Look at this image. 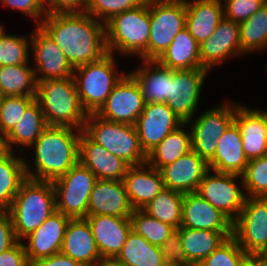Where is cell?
Returning a JSON list of instances; mask_svg holds the SVG:
<instances>
[{
    "label": "cell",
    "mask_w": 267,
    "mask_h": 266,
    "mask_svg": "<svg viewBox=\"0 0 267 266\" xmlns=\"http://www.w3.org/2000/svg\"><path fill=\"white\" fill-rule=\"evenodd\" d=\"M39 26L61 48L73 68L107 54L105 24L85 12L47 14Z\"/></svg>",
    "instance_id": "cell-1"
},
{
    "label": "cell",
    "mask_w": 267,
    "mask_h": 266,
    "mask_svg": "<svg viewBox=\"0 0 267 266\" xmlns=\"http://www.w3.org/2000/svg\"><path fill=\"white\" fill-rule=\"evenodd\" d=\"M81 131L67 126H47L28 149L34 148V166L25 160L27 178L53 181L66 174L79 162Z\"/></svg>",
    "instance_id": "cell-2"
},
{
    "label": "cell",
    "mask_w": 267,
    "mask_h": 266,
    "mask_svg": "<svg viewBox=\"0 0 267 266\" xmlns=\"http://www.w3.org/2000/svg\"><path fill=\"white\" fill-rule=\"evenodd\" d=\"M149 35V0H144L134 9L121 12L105 23L107 53L148 60Z\"/></svg>",
    "instance_id": "cell-3"
},
{
    "label": "cell",
    "mask_w": 267,
    "mask_h": 266,
    "mask_svg": "<svg viewBox=\"0 0 267 266\" xmlns=\"http://www.w3.org/2000/svg\"><path fill=\"white\" fill-rule=\"evenodd\" d=\"M55 211L52 181L26 178L8 209L17 240L23 241Z\"/></svg>",
    "instance_id": "cell-4"
},
{
    "label": "cell",
    "mask_w": 267,
    "mask_h": 266,
    "mask_svg": "<svg viewBox=\"0 0 267 266\" xmlns=\"http://www.w3.org/2000/svg\"><path fill=\"white\" fill-rule=\"evenodd\" d=\"M36 100L41 106L47 126L83 130L87 113L79 101L73 76L38 82Z\"/></svg>",
    "instance_id": "cell-5"
},
{
    "label": "cell",
    "mask_w": 267,
    "mask_h": 266,
    "mask_svg": "<svg viewBox=\"0 0 267 266\" xmlns=\"http://www.w3.org/2000/svg\"><path fill=\"white\" fill-rule=\"evenodd\" d=\"M115 54L107 53L96 62L74 68L79 101L87 114L97 113L104 105L113 88L123 78L117 69Z\"/></svg>",
    "instance_id": "cell-6"
},
{
    "label": "cell",
    "mask_w": 267,
    "mask_h": 266,
    "mask_svg": "<svg viewBox=\"0 0 267 266\" xmlns=\"http://www.w3.org/2000/svg\"><path fill=\"white\" fill-rule=\"evenodd\" d=\"M83 131L109 153L122 158L130 166L147 161L135 125L112 122L96 113L87 114Z\"/></svg>",
    "instance_id": "cell-7"
},
{
    "label": "cell",
    "mask_w": 267,
    "mask_h": 266,
    "mask_svg": "<svg viewBox=\"0 0 267 266\" xmlns=\"http://www.w3.org/2000/svg\"><path fill=\"white\" fill-rule=\"evenodd\" d=\"M148 60H157L186 27L185 0H149Z\"/></svg>",
    "instance_id": "cell-8"
},
{
    "label": "cell",
    "mask_w": 267,
    "mask_h": 266,
    "mask_svg": "<svg viewBox=\"0 0 267 266\" xmlns=\"http://www.w3.org/2000/svg\"><path fill=\"white\" fill-rule=\"evenodd\" d=\"M96 180V176L80 162L53 180L56 211L71 219L86 218L89 197Z\"/></svg>",
    "instance_id": "cell-9"
},
{
    "label": "cell",
    "mask_w": 267,
    "mask_h": 266,
    "mask_svg": "<svg viewBox=\"0 0 267 266\" xmlns=\"http://www.w3.org/2000/svg\"><path fill=\"white\" fill-rule=\"evenodd\" d=\"M231 102L224 101L221 105L201 113L197 118L193 117L187 123L192 133V150L207 163L214 157L218 139L234 121L239 103Z\"/></svg>",
    "instance_id": "cell-10"
},
{
    "label": "cell",
    "mask_w": 267,
    "mask_h": 266,
    "mask_svg": "<svg viewBox=\"0 0 267 266\" xmlns=\"http://www.w3.org/2000/svg\"><path fill=\"white\" fill-rule=\"evenodd\" d=\"M243 190L244 185L240 175L209 169L195 193L219 209L233 222L244 206L246 194Z\"/></svg>",
    "instance_id": "cell-11"
},
{
    "label": "cell",
    "mask_w": 267,
    "mask_h": 266,
    "mask_svg": "<svg viewBox=\"0 0 267 266\" xmlns=\"http://www.w3.org/2000/svg\"><path fill=\"white\" fill-rule=\"evenodd\" d=\"M232 236L248 254L267 247V198L246 197L240 215L232 223Z\"/></svg>",
    "instance_id": "cell-12"
},
{
    "label": "cell",
    "mask_w": 267,
    "mask_h": 266,
    "mask_svg": "<svg viewBox=\"0 0 267 266\" xmlns=\"http://www.w3.org/2000/svg\"><path fill=\"white\" fill-rule=\"evenodd\" d=\"M208 72L206 68L173 70L170 98L166 104L183 123H188L196 115Z\"/></svg>",
    "instance_id": "cell-13"
},
{
    "label": "cell",
    "mask_w": 267,
    "mask_h": 266,
    "mask_svg": "<svg viewBox=\"0 0 267 266\" xmlns=\"http://www.w3.org/2000/svg\"><path fill=\"white\" fill-rule=\"evenodd\" d=\"M145 101L136 79L128 72L113 88L104 105L96 113L103 119L135 125Z\"/></svg>",
    "instance_id": "cell-14"
},
{
    "label": "cell",
    "mask_w": 267,
    "mask_h": 266,
    "mask_svg": "<svg viewBox=\"0 0 267 266\" xmlns=\"http://www.w3.org/2000/svg\"><path fill=\"white\" fill-rule=\"evenodd\" d=\"M36 26L31 33L30 47L34 55L36 82L72 77L74 68L61 48L39 25Z\"/></svg>",
    "instance_id": "cell-15"
},
{
    "label": "cell",
    "mask_w": 267,
    "mask_h": 266,
    "mask_svg": "<svg viewBox=\"0 0 267 266\" xmlns=\"http://www.w3.org/2000/svg\"><path fill=\"white\" fill-rule=\"evenodd\" d=\"M183 122L166 103H145L135 127L141 148L147 155L160 141Z\"/></svg>",
    "instance_id": "cell-16"
},
{
    "label": "cell",
    "mask_w": 267,
    "mask_h": 266,
    "mask_svg": "<svg viewBox=\"0 0 267 266\" xmlns=\"http://www.w3.org/2000/svg\"><path fill=\"white\" fill-rule=\"evenodd\" d=\"M199 45L201 65L209 71L231 57L242 56L239 24L224 17L214 33Z\"/></svg>",
    "instance_id": "cell-17"
},
{
    "label": "cell",
    "mask_w": 267,
    "mask_h": 266,
    "mask_svg": "<svg viewBox=\"0 0 267 266\" xmlns=\"http://www.w3.org/2000/svg\"><path fill=\"white\" fill-rule=\"evenodd\" d=\"M70 217L55 211L33 233L23 239L29 263L59 253Z\"/></svg>",
    "instance_id": "cell-18"
},
{
    "label": "cell",
    "mask_w": 267,
    "mask_h": 266,
    "mask_svg": "<svg viewBox=\"0 0 267 266\" xmlns=\"http://www.w3.org/2000/svg\"><path fill=\"white\" fill-rule=\"evenodd\" d=\"M248 161L267 155V110L238 104L234 116Z\"/></svg>",
    "instance_id": "cell-19"
},
{
    "label": "cell",
    "mask_w": 267,
    "mask_h": 266,
    "mask_svg": "<svg viewBox=\"0 0 267 266\" xmlns=\"http://www.w3.org/2000/svg\"><path fill=\"white\" fill-rule=\"evenodd\" d=\"M79 162L99 180H122L130 166L94 142L83 130L79 142Z\"/></svg>",
    "instance_id": "cell-20"
},
{
    "label": "cell",
    "mask_w": 267,
    "mask_h": 266,
    "mask_svg": "<svg viewBox=\"0 0 267 266\" xmlns=\"http://www.w3.org/2000/svg\"><path fill=\"white\" fill-rule=\"evenodd\" d=\"M122 181L133 210H142L165 189L160 171L147 162L129 166Z\"/></svg>",
    "instance_id": "cell-21"
},
{
    "label": "cell",
    "mask_w": 267,
    "mask_h": 266,
    "mask_svg": "<svg viewBox=\"0 0 267 266\" xmlns=\"http://www.w3.org/2000/svg\"><path fill=\"white\" fill-rule=\"evenodd\" d=\"M208 170V163L191 150L159 171L165 188L185 194L196 192Z\"/></svg>",
    "instance_id": "cell-22"
},
{
    "label": "cell",
    "mask_w": 267,
    "mask_h": 266,
    "mask_svg": "<svg viewBox=\"0 0 267 266\" xmlns=\"http://www.w3.org/2000/svg\"><path fill=\"white\" fill-rule=\"evenodd\" d=\"M84 219L90 226L101 259L116 258L132 229L130 218L94 215Z\"/></svg>",
    "instance_id": "cell-23"
},
{
    "label": "cell",
    "mask_w": 267,
    "mask_h": 266,
    "mask_svg": "<svg viewBox=\"0 0 267 266\" xmlns=\"http://www.w3.org/2000/svg\"><path fill=\"white\" fill-rule=\"evenodd\" d=\"M133 211L122 180L94 183L88 202V216L107 215L130 218Z\"/></svg>",
    "instance_id": "cell-24"
},
{
    "label": "cell",
    "mask_w": 267,
    "mask_h": 266,
    "mask_svg": "<svg viewBox=\"0 0 267 266\" xmlns=\"http://www.w3.org/2000/svg\"><path fill=\"white\" fill-rule=\"evenodd\" d=\"M232 221L197 193H185L181 227L232 232Z\"/></svg>",
    "instance_id": "cell-25"
},
{
    "label": "cell",
    "mask_w": 267,
    "mask_h": 266,
    "mask_svg": "<svg viewBox=\"0 0 267 266\" xmlns=\"http://www.w3.org/2000/svg\"><path fill=\"white\" fill-rule=\"evenodd\" d=\"M60 252L82 266H95L101 260L90 226L84 218L70 219Z\"/></svg>",
    "instance_id": "cell-26"
},
{
    "label": "cell",
    "mask_w": 267,
    "mask_h": 266,
    "mask_svg": "<svg viewBox=\"0 0 267 266\" xmlns=\"http://www.w3.org/2000/svg\"><path fill=\"white\" fill-rule=\"evenodd\" d=\"M141 61V65L129 73L139 84L145 103H166L170 98L173 70L157 60Z\"/></svg>",
    "instance_id": "cell-27"
},
{
    "label": "cell",
    "mask_w": 267,
    "mask_h": 266,
    "mask_svg": "<svg viewBox=\"0 0 267 266\" xmlns=\"http://www.w3.org/2000/svg\"><path fill=\"white\" fill-rule=\"evenodd\" d=\"M248 162L244 154L240 130L233 121L218 139L216 152L208 162V167L216 172L241 176Z\"/></svg>",
    "instance_id": "cell-28"
},
{
    "label": "cell",
    "mask_w": 267,
    "mask_h": 266,
    "mask_svg": "<svg viewBox=\"0 0 267 266\" xmlns=\"http://www.w3.org/2000/svg\"><path fill=\"white\" fill-rule=\"evenodd\" d=\"M186 29L200 44L215 31L224 18L221 0H185Z\"/></svg>",
    "instance_id": "cell-29"
},
{
    "label": "cell",
    "mask_w": 267,
    "mask_h": 266,
    "mask_svg": "<svg viewBox=\"0 0 267 266\" xmlns=\"http://www.w3.org/2000/svg\"><path fill=\"white\" fill-rule=\"evenodd\" d=\"M180 236L181 245L186 257V265L199 266L219 245L232 236V232H216L180 227Z\"/></svg>",
    "instance_id": "cell-30"
},
{
    "label": "cell",
    "mask_w": 267,
    "mask_h": 266,
    "mask_svg": "<svg viewBox=\"0 0 267 266\" xmlns=\"http://www.w3.org/2000/svg\"><path fill=\"white\" fill-rule=\"evenodd\" d=\"M47 127L41 106L35 99L25 110L19 122L13 130L4 138L6 151H13L14 147L19 148L18 152L25 153L24 147H30ZM16 145V146H15ZM21 145V146H20Z\"/></svg>",
    "instance_id": "cell-31"
},
{
    "label": "cell",
    "mask_w": 267,
    "mask_h": 266,
    "mask_svg": "<svg viewBox=\"0 0 267 266\" xmlns=\"http://www.w3.org/2000/svg\"><path fill=\"white\" fill-rule=\"evenodd\" d=\"M157 61L171 70L203 68L200 45L186 28L181 30Z\"/></svg>",
    "instance_id": "cell-32"
},
{
    "label": "cell",
    "mask_w": 267,
    "mask_h": 266,
    "mask_svg": "<svg viewBox=\"0 0 267 266\" xmlns=\"http://www.w3.org/2000/svg\"><path fill=\"white\" fill-rule=\"evenodd\" d=\"M188 126V127H187ZM189 128L187 131L185 128ZM192 150V133L189 124L183 123L163 138L148 154L147 163L160 170L172 164L182 155Z\"/></svg>",
    "instance_id": "cell-33"
},
{
    "label": "cell",
    "mask_w": 267,
    "mask_h": 266,
    "mask_svg": "<svg viewBox=\"0 0 267 266\" xmlns=\"http://www.w3.org/2000/svg\"><path fill=\"white\" fill-rule=\"evenodd\" d=\"M21 155L6 151L0 156V210L11 207L22 182L27 178L25 159Z\"/></svg>",
    "instance_id": "cell-34"
},
{
    "label": "cell",
    "mask_w": 267,
    "mask_h": 266,
    "mask_svg": "<svg viewBox=\"0 0 267 266\" xmlns=\"http://www.w3.org/2000/svg\"><path fill=\"white\" fill-rule=\"evenodd\" d=\"M116 259L124 266H165L161 248L131 229Z\"/></svg>",
    "instance_id": "cell-35"
},
{
    "label": "cell",
    "mask_w": 267,
    "mask_h": 266,
    "mask_svg": "<svg viewBox=\"0 0 267 266\" xmlns=\"http://www.w3.org/2000/svg\"><path fill=\"white\" fill-rule=\"evenodd\" d=\"M1 96L36 97L37 82L30 63L0 67Z\"/></svg>",
    "instance_id": "cell-36"
},
{
    "label": "cell",
    "mask_w": 267,
    "mask_h": 266,
    "mask_svg": "<svg viewBox=\"0 0 267 266\" xmlns=\"http://www.w3.org/2000/svg\"><path fill=\"white\" fill-rule=\"evenodd\" d=\"M184 194L165 188L142 210L178 229L181 227Z\"/></svg>",
    "instance_id": "cell-37"
},
{
    "label": "cell",
    "mask_w": 267,
    "mask_h": 266,
    "mask_svg": "<svg viewBox=\"0 0 267 266\" xmlns=\"http://www.w3.org/2000/svg\"><path fill=\"white\" fill-rule=\"evenodd\" d=\"M242 54L267 50V3L239 24Z\"/></svg>",
    "instance_id": "cell-38"
},
{
    "label": "cell",
    "mask_w": 267,
    "mask_h": 266,
    "mask_svg": "<svg viewBox=\"0 0 267 266\" xmlns=\"http://www.w3.org/2000/svg\"><path fill=\"white\" fill-rule=\"evenodd\" d=\"M31 34H7L4 26L0 24V67L30 63Z\"/></svg>",
    "instance_id": "cell-39"
},
{
    "label": "cell",
    "mask_w": 267,
    "mask_h": 266,
    "mask_svg": "<svg viewBox=\"0 0 267 266\" xmlns=\"http://www.w3.org/2000/svg\"><path fill=\"white\" fill-rule=\"evenodd\" d=\"M132 230L150 244L161 247L174 231V227L149 216L143 210H133L130 216Z\"/></svg>",
    "instance_id": "cell-40"
},
{
    "label": "cell",
    "mask_w": 267,
    "mask_h": 266,
    "mask_svg": "<svg viewBox=\"0 0 267 266\" xmlns=\"http://www.w3.org/2000/svg\"><path fill=\"white\" fill-rule=\"evenodd\" d=\"M241 177L246 197L267 198V155L250 160Z\"/></svg>",
    "instance_id": "cell-41"
},
{
    "label": "cell",
    "mask_w": 267,
    "mask_h": 266,
    "mask_svg": "<svg viewBox=\"0 0 267 266\" xmlns=\"http://www.w3.org/2000/svg\"><path fill=\"white\" fill-rule=\"evenodd\" d=\"M36 99L29 96H1L0 133L5 138L19 122L26 108Z\"/></svg>",
    "instance_id": "cell-42"
},
{
    "label": "cell",
    "mask_w": 267,
    "mask_h": 266,
    "mask_svg": "<svg viewBox=\"0 0 267 266\" xmlns=\"http://www.w3.org/2000/svg\"><path fill=\"white\" fill-rule=\"evenodd\" d=\"M248 254L239 246L233 236L228 237L199 266H243Z\"/></svg>",
    "instance_id": "cell-43"
},
{
    "label": "cell",
    "mask_w": 267,
    "mask_h": 266,
    "mask_svg": "<svg viewBox=\"0 0 267 266\" xmlns=\"http://www.w3.org/2000/svg\"><path fill=\"white\" fill-rule=\"evenodd\" d=\"M144 0H87L85 13L102 23L126 10L134 9Z\"/></svg>",
    "instance_id": "cell-44"
},
{
    "label": "cell",
    "mask_w": 267,
    "mask_h": 266,
    "mask_svg": "<svg viewBox=\"0 0 267 266\" xmlns=\"http://www.w3.org/2000/svg\"><path fill=\"white\" fill-rule=\"evenodd\" d=\"M224 17L238 24L255 14L265 3L262 0H221Z\"/></svg>",
    "instance_id": "cell-45"
},
{
    "label": "cell",
    "mask_w": 267,
    "mask_h": 266,
    "mask_svg": "<svg viewBox=\"0 0 267 266\" xmlns=\"http://www.w3.org/2000/svg\"><path fill=\"white\" fill-rule=\"evenodd\" d=\"M160 248L165 266H187L185 253L181 245L180 228L174 229Z\"/></svg>",
    "instance_id": "cell-46"
},
{
    "label": "cell",
    "mask_w": 267,
    "mask_h": 266,
    "mask_svg": "<svg viewBox=\"0 0 267 266\" xmlns=\"http://www.w3.org/2000/svg\"><path fill=\"white\" fill-rule=\"evenodd\" d=\"M0 3L34 19L38 25L47 15L44 0H0Z\"/></svg>",
    "instance_id": "cell-47"
},
{
    "label": "cell",
    "mask_w": 267,
    "mask_h": 266,
    "mask_svg": "<svg viewBox=\"0 0 267 266\" xmlns=\"http://www.w3.org/2000/svg\"><path fill=\"white\" fill-rule=\"evenodd\" d=\"M18 242L8 210H0V254Z\"/></svg>",
    "instance_id": "cell-48"
},
{
    "label": "cell",
    "mask_w": 267,
    "mask_h": 266,
    "mask_svg": "<svg viewBox=\"0 0 267 266\" xmlns=\"http://www.w3.org/2000/svg\"><path fill=\"white\" fill-rule=\"evenodd\" d=\"M0 266H31L22 241L0 254Z\"/></svg>",
    "instance_id": "cell-49"
},
{
    "label": "cell",
    "mask_w": 267,
    "mask_h": 266,
    "mask_svg": "<svg viewBox=\"0 0 267 266\" xmlns=\"http://www.w3.org/2000/svg\"><path fill=\"white\" fill-rule=\"evenodd\" d=\"M47 14L85 12L87 0H44Z\"/></svg>",
    "instance_id": "cell-50"
},
{
    "label": "cell",
    "mask_w": 267,
    "mask_h": 266,
    "mask_svg": "<svg viewBox=\"0 0 267 266\" xmlns=\"http://www.w3.org/2000/svg\"><path fill=\"white\" fill-rule=\"evenodd\" d=\"M31 266H82L79 262L62 254L61 252L49 257L38 259L31 263Z\"/></svg>",
    "instance_id": "cell-51"
},
{
    "label": "cell",
    "mask_w": 267,
    "mask_h": 266,
    "mask_svg": "<svg viewBox=\"0 0 267 266\" xmlns=\"http://www.w3.org/2000/svg\"><path fill=\"white\" fill-rule=\"evenodd\" d=\"M247 260L253 266H267V259L261 254H250Z\"/></svg>",
    "instance_id": "cell-52"
},
{
    "label": "cell",
    "mask_w": 267,
    "mask_h": 266,
    "mask_svg": "<svg viewBox=\"0 0 267 266\" xmlns=\"http://www.w3.org/2000/svg\"><path fill=\"white\" fill-rule=\"evenodd\" d=\"M95 266H124L116 258H104L101 259Z\"/></svg>",
    "instance_id": "cell-53"
},
{
    "label": "cell",
    "mask_w": 267,
    "mask_h": 266,
    "mask_svg": "<svg viewBox=\"0 0 267 266\" xmlns=\"http://www.w3.org/2000/svg\"><path fill=\"white\" fill-rule=\"evenodd\" d=\"M6 152L5 144H4V137L0 133V156Z\"/></svg>",
    "instance_id": "cell-54"
},
{
    "label": "cell",
    "mask_w": 267,
    "mask_h": 266,
    "mask_svg": "<svg viewBox=\"0 0 267 266\" xmlns=\"http://www.w3.org/2000/svg\"><path fill=\"white\" fill-rule=\"evenodd\" d=\"M261 255H263L267 259V247L264 249Z\"/></svg>",
    "instance_id": "cell-55"
},
{
    "label": "cell",
    "mask_w": 267,
    "mask_h": 266,
    "mask_svg": "<svg viewBox=\"0 0 267 266\" xmlns=\"http://www.w3.org/2000/svg\"><path fill=\"white\" fill-rule=\"evenodd\" d=\"M243 266H253V265L248 260H246Z\"/></svg>",
    "instance_id": "cell-56"
}]
</instances>
